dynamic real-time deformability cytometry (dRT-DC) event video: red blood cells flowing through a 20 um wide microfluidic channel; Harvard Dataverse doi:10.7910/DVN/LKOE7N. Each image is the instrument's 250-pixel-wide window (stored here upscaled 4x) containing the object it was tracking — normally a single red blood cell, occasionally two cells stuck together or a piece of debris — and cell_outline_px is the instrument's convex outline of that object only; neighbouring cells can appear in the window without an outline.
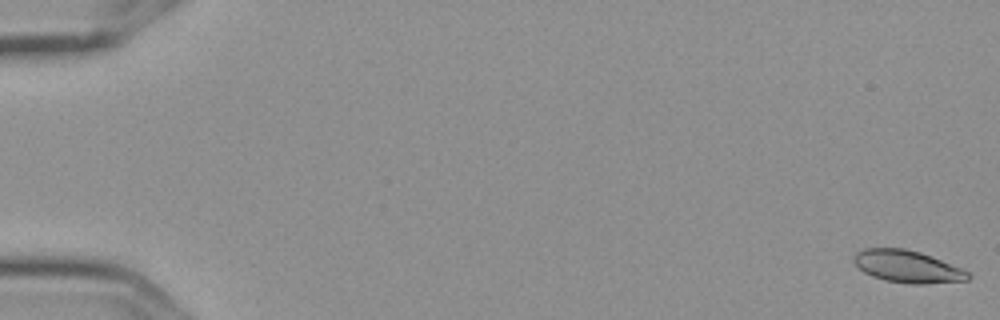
{"species": "Egyptian fruit bat (a non-hibernating species)", "species_latin": "Rousettus aegyptiacus", "temperature_condition": "cold", "stored_images_in_passage": 6, "camera_frame_rate_fps": 3000, "um_per_image_px": 0.085, "frame": {"image": 1, "passage_image": 1, "time_ms": 0.0, "image_size_px": [1000, 320], "cell_outline_px": [[972, 276], [968, 280], [924, 284], [912, 284], [884, 280], [872, 276], [864, 272], [852, 260], [852, 256], [856, 252], [864, 248], [904, 248], [920, 252], [960, 268], [968, 272]], "centroid_in_image_um": [77.09, 22.65], "position_along_channel_um": 7.9, "area_um2": 21.33}}